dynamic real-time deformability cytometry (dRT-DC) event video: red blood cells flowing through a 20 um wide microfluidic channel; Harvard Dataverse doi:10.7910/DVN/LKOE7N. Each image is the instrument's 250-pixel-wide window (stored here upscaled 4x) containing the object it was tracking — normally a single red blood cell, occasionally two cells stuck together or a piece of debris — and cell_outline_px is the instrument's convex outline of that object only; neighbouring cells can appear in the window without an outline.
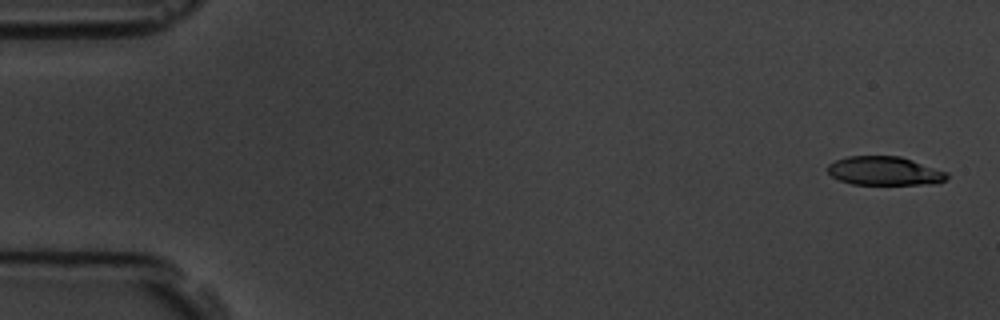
{"species": "common noctule bat (a hibernating species)", "species_latin": "Nyctalus noctula", "temperature_condition": "room temperature", "stored_images_in_passage": 4, "camera_frame_rate_fps": 3000, "um_per_image_px": 0.085, "animal": {"sex": "male", "body_mass_g": 19.5, "forearm_length_mm": 54.6}, "frame": {"image": 1, "passage_image": 1, "time_ms": 0.0, "image_size_px": [1000, 320], "cell_outline_px": [[948, 176], [944, 180], [936, 184], [852, 184], [840, 180], [832, 176], [828, 172], [828, 164], [836, 160], [848, 156], [900, 156], [948, 172]], "centroid_in_image_um": [75.19, 14.53], "position_along_channel_um": 9.8, "area_um2": 19.88}}
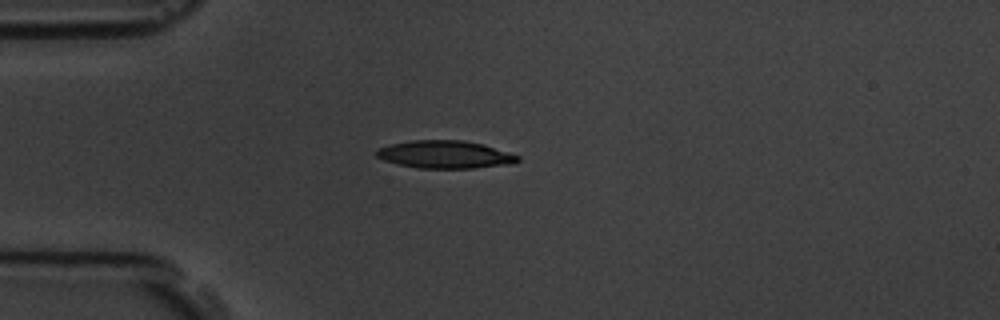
{"frame": {"image": 2, "passage_image": 4, "time_ms": 4.333, "image_size_px": [1000, 320], "cell_outline_px": [[520, 160], [512, 164], [472, 168], [416, 168], [384, 160], [376, 156], [376, 148], [388, 144], [412, 140], [464, 140], [484, 144], [520, 156]], "centroid_in_image_um": [37.82, 13.12], "position_along_channel_um": 47.2, "area_um2": 22.95}}